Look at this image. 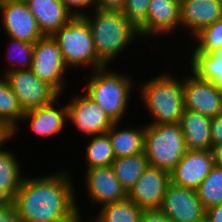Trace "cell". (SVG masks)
<instances>
[{"mask_svg": "<svg viewBox=\"0 0 222 222\" xmlns=\"http://www.w3.org/2000/svg\"><path fill=\"white\" fill-rule=\"evenodd\" d=\"M170 71L140 83L139 98L151 118L149 124L179 123L184 107L183 78ZM179 77V78H177ZM146 107V108H145Z\"/></svg>", "mask_w": 222, "mask_h": 222, "instance_id": "cell-3", "label": "cell"}, {"mask_svg": "<svg viewBox=\"0 0 222 222\" xmlns=\"http://www.w3.org/2000/svg\"><path fill=\"white\" fill-rule=\"evenodd\" d=\"M139 222H173L160 209L144 210Z\"/></svg>", "mask_w": 222, "mask_h": 222, "instance_id": "cell-33", "label": "cell"}, {"mask_svg": "<svg viewBox=\"0 0 222 222\" xmlns=\"http://www.w3.org/2000/svg\"><path fill=\"white\" fill-rule=\"evenodd\" d=\"M184 107L210 118L222 112V92L211 81L184 75Z\"/></svg>", "mask_w": 222, "mask_h": 222, "instance_id": "cell-13", "label": "cell"}, {"mask_svg": "<svg viewBox=\"0 0 222 222\" xmlns=\"http://www.w3.org/2000/svg\"><path fill=\"white\" fill-rule=\"evenodd\" d=\"M151 0H125L121 11L138 28L148 14Z\"/></svg>", "mask_w": 222, "mask_h": 222, "instance_id": "cell-31", "label": "cell"}, {"mask_svg": "<svg viewBox=\"0 0 222 222\" xmlns=\"http://www.w3.org/2000/svg\"><path fill=\"white\" fill-rule=\"evenodd\" d=\"M125 0H95L96 9L121 10Z\"/></svg>", "mask_w": 222, "mask_h": 222, "instance_id": "cell-36", "label": "cell"}, {"mask_svg": "<svg viewBox=\"0 0 222 222\" xmlns=\"http://www.w3.org/2000/svg\"><path fill=\"white\" fill-rule=\"evenodd\" d=\"M192 39L197 52L212 53L222 47V17L195 34Z\"/></svg>", "mask_w": 222, "mask_h": 222, "instance_id": "cell-30", "label": "cell"}, {"mask_svg": "<svg viewBox=\"0 0 222 222\" xmlns=\"http://www.w3.org/2000/svg\"><path fill=\"white\" fill-rule=\"evenodd\" d=\"M214 166L212 150H187L170 173L175 185L197 190Z\"/></svg>", "mask_w": 222, "mask_h": 222, "instance_id": "cell-16", "label": "cell"}, {"mask_svg": "<svg viewBox=\"0 0 222 222\" xmlns=\"http://www.w3.org/2000/svg\"><path fill=\"white\" fill-rule=\"evenodd\" d=\"M170 182V173L148 165L127 198L143 210L160 209Z\"/></svg>", "mask_w": 222, "mask_h": 222, "instance_id": "cell-15", "label": "cell"}, {"mask_svg": "<svg viewBox=\"0 0 222 222\" xmlns=\"http://www.w3.org/2000/svg\"><path fill=\"white\" fill-rule=\"evenodd\" d=\"M120 122H116L106 132L116 158L126 157L144 152L145 124L133 127L131 124L120 128ZM120 128V129H119Z\"/></svg>", "mask_w": 222, "mask_h": 222, "instance_id": "cell-22", "label": "cell"}, {"mask_svg": "<svg viewBox=\"0 0 222 222\" xmlns=\"http://www.w3.org/2000/svg\"><path fill=\"white\" fill-rule=\"evenodd\" d=\"M44 36H52L74 16L60 0H24Z\"/></svg>", "mask_w": 222, "mask_h": 222, "instance_id": "cell-20", "label": "cell"}, {"mask_svg": "<svg viewBox=\"0 0 222 222\" xmlns=\"http://www.w3.org/2000/svg\"><path fill=\"white\" fill-rule=\"evenodd\" d=\"M13 138L9 136L0 145V207H12L15 206V196L20 185L22 184L25 176L22 170V162L16 157L14 151L4 145L9 141H13ZM19 160V161H17Z\"/></svg>", "mask_w": 222, "mask_h": 222, "instance_id": "cell-19", "label": "cell"}, {"mask_svg": "<svg viewBox=\"0 0 222 222\" xmlns=\"http://www.w3.org/2000/svg\"><path fill=\"white\" fill-rule=\"evenodd\" d=\"M211 54L214 55L215 57L219 58V59H222V47L216 49Z\"/></svg>", "mask_w": 222, "mask_h": 222, "instance_id": "cell-40", "label": "cell"}, {"mask_svg": "<svg viewBox=\"0 0 222 222\" xmlns=\"http://www.w3.org/2000/svg\"><path fill=\"white\" fill-rule=\"evenodd\" d=\"M66 169L40 177L25 176L14 206L23 222H74L82 215L75 180Z\"/></svg>", "mask_w": 222, "mask_h": 222, "instance_id": "cell-1", "label": "cell"}, {"mask_svg": "<svg viewBox=\"0 0 222 222\" xmlns=\"http://www.w3.org/2000/svg\"><path fill=\"white\" fill-rule=\"evenodd\" d=\"M83 17L91 28L97 56L106 66L140 37L138 28L121 10L94 9Z\"/></svg>", "mask_w": 222, "mask_h": 222, "instance_id": "cell-2", "label": "cell"}, {"mask_svg": "<svg viewBox=\"0 0 222 222\" xmlns=\"http://www.w3.org/2000/svg\"><path fill=\"white\" fill-rule=\"evenodd\" d=\"M160 210L173 222H205L206 209L197 191L169 183Z\"/></svg>", "mask_w": 222, "mask_h": 222, "instance_id": "cell-11", "label": "cell"}, {"mask_svg": "<svg viewBox=\"0 0 222 222\" xmlns=\"http://www.w3.org/2000/svg\"><path fill=\"white\" fill-rule=\"evenodd\" d=\"M214 165L222 168V143L214 145L212 148Z\"/></svg>", "mask_w": 222, "mask_h": 222, "instance_id": "cell-38", "label": "cell"}, {"mask_svg": "<svg viewBox=\"0 0 222 222\" xmlns=\"http://www.w3.org/2000/svg\"><path fill=\"white\" fill-rule=\"evenodd\" d=\"M181 29L192 38L222 17V0H183L180 4Z\"/></svg>", "mask_w": 222, "mask_h": 222, "instance_id": "cell-18", "label": "cell"}, {"mask_svg": "<svg viewBox=\"0 0 222 222\" xmlns=\"http://www.w3.org/2000/svg\"><path fill=\"white\" fill-rule=\"evenodd\" d=\"M110 66H104L91 71L90 77L84 76L86 87L84 94L97 103L104 112L116 123L122 122L131 104V93L137 89L131 76L112 71ZM88 77V78H87ZM134 85V86H133ZM85 87V88H84ZM130 101V102H129Z\"/></svg>", "mask_w": 222, "mask_h": 222, "instance_id": "cell-4", "label": "cell"}, {"mask_svg": "<svg viewBox=\"0 0 222 222\" xmlns=\"http://www.w3.org/2000/svg\"><path fill=\"white\" fill-rule=\"evenodd\" d=\"M112 168L122 188L128 193L148 167L145 153L115 158Z\"/></svg>", "mask_w": 222, "mask_h": 222, "instance_id": "cell-24", "label": "cell"}, {"mask_svg": "<svg viewBox=\"0 0 222 222\" xmlns=\"http://www.w3.org/2000/svg\"><path fill=\"white\" fill-rule=\"evenodd\" d=\"M52 37L56 40L65 65L76 70L106 66L97 56L91 28L84 17L75 16Z\"/></svg>", "mask_w": 222, "mask_h": 222, "instance_id": "cell-5", "label": "cell"}, {"mask_svg": "<svg viewBox=\"0 0 222 222\" xmlns=\"http://www.w3.org/2000/svg\"><path fill=\"white\" fill-rule=\"evenodd\" d=\"M84 173L85 191L91 205L104 206L127 198L126 191L116 178L112 166L86 169Z\"/></svg>", "mask_w": 222, "mask_h": 222, "instance_id": "cell-14", "label": "cell"}, {"mask_svg": "<svg viewBox=\"0 0 222 222\" xmlns=\"http://www.w3.org/2000/svg\"><path fill=\"white\" fill-rule=\"evenodd\" d=\"M200 201L207 210L222 203V168L214 165L196 190Z\"/></svg>", "mask_w": 222, "mask_h": 222, "instance_id": "cell-28", "label": "cell"}, {"mask_svg": "<svg viewBox=\"0 0 222 222\" xmlns=\"http://www.w3.org/2000/svg\"><path fill=\"white\" fill-rule=\"evenodd\" d=\"M74 222H93L92 220H91V218H90V220H89V218H88V220H83V216L82 215H79L75 220H74Z\"/></svg>", "mask_w": 222, "mask_h": 222, "instance_id": "cell-41", "label": "cell"}, {"mask_svg": "<svg viewBox=\"0 0 222 222\" xmlns=\"http://www.w3.org/2000/svg\"><path fill=\"white\" fill-rule=\"evenodd\" d=\"M205 222H222V203L206 210Z\"/></svg>", "mask_w": 222, "mask_h": 222, "instance_id": "cell-37", "label": "cell"}, {"mask_svg": "<svg viewBox=\"0 0 222 222\" xmlns=\"http://www.w3.org/2000/svg\"><path fill=\"white\" fill-rule=\"evenodd\" d=\"M179 124L187 150H212L210 117L185 109Z\"/></svg>", "mask_w": 222, "mask_h": 222, "instance_id": "cell-21", "label": "cell"}, {"mask_svg": "<svg viewBox=\"0 0 222 222\" xmlns=\"http://www.w3.org/2000/svg\"><path fill=\"white\" fill-rule=\"evenodd\" d=\"M9 43L7 53V61L10 63L9 68L2 71L4 74L18 70L31 69L33 61L34 43H29L17 39L7 37ZM13 58V59H12Z\"/></svg>", "mask_w": 222, "mask_h": 222, "instance_id": "cell-29", "label": "cell"}, {"mask_svg": "<svg viewBox=\"0 0 222 222\" xmlns=\"http://www.w3.org/2000/svg\"><path fill=\"white\" fill-rule=\"evenodd\" d=\"M24 112L52 103L60 94L31 69L3 74Z\"/></svg>", "mask_w": 222, "mask_h": 222, "instance_id": "cell-8", "label": "cell"}, {"mask_svg": "<svg viewBox=\"0 0 222 222\" xmlns=\"http://www.w3.org/2000/svg\"><path fill=\"white\" fill-rule=\"evenodd\" d=\"M10 136V133L0 126V145Z\"/></svg>", "mask_w": 222, "mask_h": 222, "instance_id": "cell-39", "label": "cell"}, {"mask_svg": "<svg viewBox=\"0 0 222 222\" xmlns=\"http://www.w3.org/2000/svg\"><path fill=\"white\" fill-rule=\"evenodd\" d=\"M0 222H23L14 206L0 207Z\"/></svg>", "mask_w": 222, "mask_h": 222, "instance_id": "cell-35", "label": "cell"}, {"mask_svg": "<svg viewBox=\"0 0 222 222\" xmlns=\"http://www.w3.org/2000/svg\"><path fill=\"white\" fill-rule=\"evenodd\" d=\"M82 94L73 95L66 103L68 123L83 137L105 134L115 122L97 103Z\"/></svg>", "mask_w": 222, "mask_h": 222, "instance_id": "cell-9", "label": "cell"}, {"mask_svg": "<svg viewBox=\"0 0 222 222\" xmlns=\"http://www.w3.org/2000/svg\"><path fill=\"white\" fill-rule=\"evenodd\" d=\"M24 113L9 83L3 75L0 76V126L4 127L12 138H16L18 134L19 123Z\"/></svg>", "mask_w": 222, "mask_h": 222, "instance_id": "cell-23", "label": "cell"}, {"mask_svg": "<svg viewBox=\"0 0 222 222\" xmlns=\"http://www.w3.org/2000/svg\"><path fill=\"white\" fill-rule=\"evenodd\" d=\"M190 52L191 73L199 79L211 81L222 92V59L211 53L197 52L194 48Z\"/></svg>", "mask_w": 222, "mask_h": 222, "instance_id": "cell-25", "label": "cell"}, {"mask_svg": "<svg viewBox=\"0 0 222 222\" xmlns=\"http://www.w3.org/2000/svg\"><path fill=\"white\" fill-rule=\"evenodd\" d=\"M60 97L61 95L50 104L24 113L21 122L26 121V123H29V129L33 132L32 134L41 138H51L52 136L56 137L55 135L61 134L62 130H65L66 123H68L67 104L60 106L58 102Z\"/></svg>", "mask_w": 222, "mask_h": 222, "instance_id": "cell-17", "label": "cell"}, {"mask_svg": "<svg viewBox=\"0 0 222 222\" xmlns=\"http://www.w3.org/2000/svg\"><path fill=\"white\" fill-rule=\"evenodd\" d=\"M143 211L129 198H126L100 207L97 217L92 216L91 220L93 222H139Z\"/></svg>", "mask_w": 222, "mask_h": 222, "instance_id": "cell-27", "label": "cell"}, {"mask_svg": "<svg viewBox=\"0 0 222 222\" xmlns=\"http://www.w3.org/2000/svg\"><path fill=\"white\" fill-rule=\"evenodd\" d=\"M31 70L63 96L67 88L65 74L69 68L65 65L61 50L52 36H43L34 43Z\"/></svg>", "mask_w": 222, "mask_h": 222, "instance_id": "cell-7", "label": "cell"}, {"mask_svg": "<svg viewBox=\"0 0 222 222\" xmlns=\"http://www.w3.org/2000/svg\"><path fill=\"white\" fill-rule=\"evenodd\" d=\"M66 9L75 17H83L96 9L95 0H60Z\"/></svg>", "mask_w": 222, "mask_h": 222, "instance_id": "cell-32", "label": "cell"}, {"mask_svg": "<svg viewBox=\"0 0 222 222\" xmlns=\"http://www.w3.org/2000/svg\"><path fill=\"white\" fill-rule=\"evenodd\" d=\"M1 25L8 37L35 43L44 35L24 0H0Z\"/></svg>", "mask_w": 222, "mask_h": 222, "instance_id": "cell-10", "label": "cell"}, {"mask_svg": "<svg viewBox=\"0 0 222 222\" xmlns=\"http://www.w3.org/2000/svg\"><path fill=\"white\" fill-rule=\"evenodd\" d=\"M211 138L213 146L222 143V112L211 118Z\"/></svg>", "mask_w": 222, "mask_h": 222, "instance_id": "cell-34", "label": "cell"}, {"mask_svg": "<svg viewBox=\"0 0 222 222\" xmlns=\"http://www.w3.org/2000/svg\"><path fill=\"white\" fill-rule=\"evenodd\" d=\"M88 144L85 146V157H83L86 169L106 167L112 165L115 154L109 136L105 134L88 137Z\"/></svg>", "mask_w": 222, "mask_h": 222, "instance_id": "cell-26", "label": "cell"}, {"mask_svg": "<svg viewBox=\"0 0 222 222\" xmlns=\"http://www.w3.org/2000/svg\"><path fill=\"white\" fill-rule=\"evenodd\" d=\"M186 151L179 123L145 124L144 153L149 166L171 173Z\"/></svg>", "mask_w": 222, "mask_h": 222, "instance_id": "cell-6", "label": "cell"}, {"mask_svg": "<svg viewBox=\"0 0 222 222\" xmlns=\"http://www.w3.org/2000/svg\"><path fill=\"white\" fill-rule=\"evenodd\" d=\"M180 4L178 0H151L146 20L138 27L140 38L174 35L181 28Z\"/></svg>", "mask_w": 222, "mask_h": 222, "instance_id": "cell-12", "label": "cell"}]
</instances>
